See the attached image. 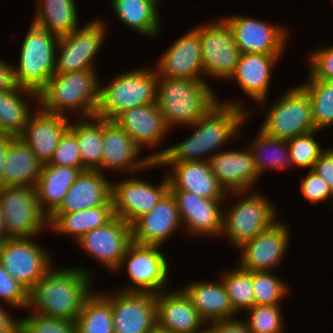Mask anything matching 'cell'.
Here are the masks:
<instances>
[{
  "mask_svg": "<svg viewBox=\"0 0 333 333\" xmlns=\"http://www.w3.org/2000/svg\"><path fill=\"white\" fill-rule=\"evenodd\" d=\"M104 83H100L97 118L114 120L125 110L156 103L157 73L154 65L120 72L107 84Z\"/></svg>",
  "mask_w": 333,
  "mask_h": 333,
  "instance_id": "6",
  "label": "cell"
},
{
  "mask_svg": "<svg viewBox=\"0 0 333 333\" xmlns=\"http://www.w3.org/2000/svg\"><path fill=\"white\" fill-rule=\"evenodd\" d=\"M14 138L12 135L0 134V187L3 186V172L8 146Z\"/></svg>",
  "mask_w": 333,
  "mask_h": 333,
  "instance_id": "54",
  "label": "cell"
},
{
  "mask_svg": "<svg viewBox=\"0 0 333 333\" xmlns=\"http://www.w3.org/2000/svg\"><path fill=\"white\" fill-rule=\"evenodd\" d=\"M14 66L16 85L39 92L55 74L59 37L30 23Z\"/></svg>",
  "mask_w": 333,
  "mask_h": 333,
  "instance_id": "8",
  "label": "cell"
},
{
  "mask_svg": "<svg viewBox=\"0 0 333 333\" xmlns=\"http://www.w3.org/2000/svg\"><path fill=\"white\" fill-rule=\"evenodd\" d=\"M16 333H23V332L20 329H18Z\"/></svg>",
  "mask_w": 333,
  "mask_h": 333,
  "instance_id": "59",
  "label": "cell"
},
{
  "mask_svg": "<svg viewBox=\"0 0 333 333\" xmlns=\"http://www.w3.org/2000/svg\"><path fill=\"white\" fill-rule=\"evenodd\" d=\"M152 333H173V332H171V331H167V330H164V329H162V328L156 326V327L154 328V330H153Z\"/></svg>",
  "mask_w": 333,
  "mask_h": 333,
  "instance_id": "56",
  "label": "cell"
},
{
  "mask_svg": "<svg viewBox=\"0 0 333 333\" xmlns=\"http://www.w3.org/2000/svg\"><path fill=\"white\" fill-rule=\"evenodd\" d=\"M225 16V17H224ZM222 16L233 30L235 43L241 53L283 55L291 29L280 23L248 15Z\"/></svg>",
  "mask_w": 333,
  "mask_h": 333,
  "instance_id": "15",
  "label": "cell"
},
{
  "mask_svg": "<svg viewBox=\"0 0 333 333\" xmlns=\"http://www.w3.org/2000/svg\"><path fill=\"white\" fill-rule=\"evenodd\" d=\"M231 98L223 99L224 102L218 98L219 102L206 115L186 126L193 132L181 142L169 145L157 163L209 162L217 152L237 141L257 108H249L244 98Z\"/></svg>",
  "mask_w": 333,
  "mask_h": 333,
  "instance_id": "1",
  "label": "cell"
},
{
  "mask_svg": "<svg viewBox=\"0 0 333 333\" xmlns=\"http://www.w3.org/2000/svg\"><path fill=\"white\" fill-rule=\"evenodd\" d=\"M102 143L101 172L104 174L108 171L116 176H136L137 172L159 167L114 120L102 119Z\"/></svg>",
  "mask_w": 333,
  "mask_h": 333,
  "instance_id": "14",
  "label": "cell"
},
{
  "mask_svg": "<svg viewBox=\"0 0 333 333\" xmlns=\"http://www.w3.org/2000/svg\"><path fill=\"white\" fill-rule=\"evenodd\" d=\"M27 301L28 291L0 264V303L26 312Z\"/></svg>",
  "mask_w": 333,
  "mask_h": 333,
  "instance_id": "47",
  "label": "cell"
},
{
  "mask_svg": "<svg viewBox=\"0 0 333 333\" xmlns=\"http://www.w3.org/2000/svg\"><path fill=\"white\" fill-rule=\"evenodd\" d=\"M327 184L333 192V146L326 149L319 155L313 169Z\"/></svg>",
  "mask_w": 333,
  "mask_h": 333,
  "instance_id": "50",
  "label": "cell"
},
{
  "mask_svg": "<svg viewBox=\"0 0 333 333\" xmlns=\"http://www.w3.org/2000/svg\"><path fill=\"white\" fill-rule=\"evenodd\" d=\"M0 208L8 238L40 237L49 231L48 217L40 209L35 187H0Z\"/></svg>",
  "mask_w": 333,
  "mask_h": 333,
  "instance_id": "11",
  "label": "cell"
},
{
  "mask_svg": "<svg viewBox=\"0 0 333 333\" xmlns=\"http://www.w3.org/2000/svg\"><path fill=\"white\" fill-rule=\"evenodd\" d=\"M212 333H251L242 317L218 320L207 325Z\"/></svg>",
  "mask_w": 333,
  "mask_h": 333,
  "instance_id": "51",
  "label": "cell"
},
{
  "mask_svg": "<svg viewBox=\"0 0 333 333\" xmlns=\"http://www.w3.org/2000/svg\"><path fill=\"white\" fill-rule=\"evenodd\" d=\"M219 279L214 281L193 280L181 287L207 325L214 321L237 317L226 288Z\"/></svg>",
  "mask_w": 333,
  "mask_h": 333,
  "instance_id": "30",
  "label": "cell"
},
{
  "mask_svg": "<svg viewBox=\"0 0 333 333\" xmlns=\"http://www.w3.org/2000/svg\"><path fill=\"white\" fill-rule=\"evenodd\" d=\"M197 333H212V331L208 326H206L202 331L197 332Z\"/></svg>",
  "mask_w": 333,
  "mask_h": 333,
  "instance_id": "57",
  "label": "cell"
},
{
  "mask_svg": "<svg viewBox=\"0 0 333 333\" xmlns=\"http://www.w3.org/2000/svg\"><path fill=\"white\" fill-rule=\"evenodd\" d=\"M14 63L0 57V91L13 90L17 87L14 78Z\"/></svg>",
  "mask_w": 333,
  "mask_h": 333,
  "instance_id": "52",
  "label": "cell"
},
{
  "mask_svg": "<svg viewBox=\"0 0 333 333\" xmlns=\"http://www.w3.org/2000/svg\"><path fill=\"white\" fill-rule=\"evenodd\" d=\"M98 74L97 69L54 74L38 92V106L69 118L94 117L102 82Z\"/></svg>",
  "mask_w": 333,
  "mask_h": 333,
  "instance_id": "3",
  "label": "cell"
},
{
  "mask_svg": "<svg viewBox=\"0 0 333 333\" xmlns=\"http://www.w3.org/2000/svg\"><path fill=\"white\" fill-rule=\"evenodd\" d=\"M162 249V246L158 245H143L132 242L119 267L114 272L115 274L124 271V268L127 271L126 284H122L120 288L118 286L117 289L155 295L170 289L168 284H170L172 268L167 255Z\"/></svg>",
  "mask_w": 333,
  "mask_h": 333,
  "instance_id": "9",
  "label": "cell"
},
{
  "mask_svg": "<svg viewBox=\"0 0 333 333\" xmlns=\"http://www.w3.org/2000/svg\"><path fill=\"white\" fill-rule=\"evenodd\" d=\"M113 15L128 30L157 39L162 33L160 5L155 0H110Z\"/></svg>",
  "mask_w": 333,
  "mask_h": 333,
  "instance_id": "32",
  "label": "cell"
},
{
  "mask_svg": "<svg viewBox=\"0 0 333 333\" xmlns=\"http://www.w3.org/2000/svg\"><path fill=\"white\" fill-rule=\"evenodd\" d=\"M155 1L161 6V3H162L161 0H155Z\"/></svg>",
  "mask_w": 333,
  "mask_h": 333,
  "instance_id": "58",
  "label": "cell"
},
{
  "mask_svg": "<svg viewBox=\"0 0 333 333\" xmlns=\"http://www.w3.org/2000/svg\"><path fill=\"white\" fill-rule=\"evenodd\" d=\"M281 56L241 53L235 72L227 82H235L241 93H245V97L254 101L255 105L265 99L268 100L273 78L271 75L278 67Z\"/></svg>",
  "mask_w": 333,
  "mask_h": 333,
  "instance_id": "26",
  "label": "cell"
},
{
  "mask_svg": "<svg viewBox=\"0 0 333 333\" xmlns=\"http://www.w3.org/2000/svg\"><path fill=\"white\" fill-rule=\"evenodd\" d=\"M213 175L228 192L258 189L261 176L249 147L221 150L209 159ZM255 187V188H254Z\"/></svg>",
  "mask_w": 333,
  "mask_h": 333,
  "instance_id": "23",
  "label": "cell"
},
{
  "mask_svg": "<svg viewBox=\"0 0 333 333\" xmlns=\"http://www.w3.org/2000/svg\"><path fill=\"white\" fill-rule=\"evenodd\" d=\"M274 272L276 271H253L255 305H281L292 292L289 282Z\"/></svg>",
  "mask_w": 333,
  "mask_h": 333,
  "instance_id": "42",
  "label": "cell"
},
{
  "mask_svg": "<svg viewBox=\"0 0 333 333\" xmlns=\"http://www.w3.org/2000/svg\"><path fill=\"white\" fill-rule=\"evenodd\" d=\"M321 46V47H320ZM318 45L307 54V72L314 78L333 82V46Z\"/></svg>",
  "mask_w": 333,
  "mask_h": 333,
  "instance_id": "48",
  "label": "cell"
},
{
  "mask_svg": "<svg viewBox=\"0 0 333 333\" xmlns=\"http://www.w3.org/2000/svg\"><path fill=\"white\" fill-rule=\"evenodd\" d=\"M19 329L23 333H77L76 321L50 318L35 313L19 317Z\"/></svg>",
  "mask_w": 333,
  "mask_h": 333,
  "instance_id": "45",
  "label": "cell"
},
{
  "mask_svg": "<svg viewBox=\"0 0 333 333\" xmlns=\"http://www.w3.org/2000/svg\"><path fill=\"white\" fill-rule=\"evenodd\" d=\"M114 122L142 150L152 151V154H148L152 161L158 162L165 154L167 147L163 148L160 145L164 144L166 138L169 137L168 134L172 131L167 127L156 103L125 110L114 119ZM154 150L155 152H153Z\"/></svg>",
  "mask_w": 333,
  "mask_h": 333,
  "instance_id": "20",
  "label": "cell"
},
{
  "mask_svg": "<svg viewBox=\"0 0 333 333\" xmlns=\"http://www.w3.org/2000/svg\"><path fill=\"white\" fill-rule=\"evenodd\" d=\"M165 49L155 62L157 76L205 80L200 34L193 27Z\"/></svg>",
  "mask_w": 333,
  "mask_h": 333,
  "instance_id": "22",
  "label": "cell"
},
{
  "mask_svg": "<svg viewBox=\"0 0 333 333\" xmlns=\"http://www.w3.org/2000/svg\"><path fill=\"white\" fill-rule=\"evenodd\" d=\"M111 180L100 171H82L54 213H71L105 205L111 200Z\"/></svg>",
  "mask_w": 333,
  "mask_h": 333,
  "instance_id": "29",
  "label": "cell"
},
{
  "mask_svg": "<svg viewBox=\"0 0 333 333\" xmlns=\"http://www.w3.org/2000/svg\"><path fill=\"white\" fill-rule=\"evenodd\" d=\"M98 17L89 19L90 22L86 21V24L68 35L59 37L55 74L97 69L95 57L100 53L109 31V22L104 17Z\"/></svg>",
  "mask_w": 333,
  "mask_h": 333,
  "instance_id": "10",
  "label": "cell"
},
{
  "mask_svg": "<svg viewBox=\"0 0 333 333\" xmlns=\"http://www.w3.org/2000/svg\"><path fill=\"white\" fill-rule=\"evenodd\" d=\"M70 123L69 117L44 111L38 106L18 137L42 164H47Z\"/></svg>",
  "mask_w": 333,
  "mask_h": 333,
  "instance_id": "25",
  "label": "cell"
},
{
  "mask_svg": "<svg viewBox=\"0 0 333 333\" xmlns=\"http://www.w3.org/2000/svg\"><path fill=\"white\" fill-rule=\"evenodd\" d=\"M31 23L57 37L65 36L81 27L76 0H36Z\"/></svg>",
  "mask_w": 333,
  "mask_h": 333,
  "instance_id": "36",
  "label": "cell"
},
{
  "mask_svg": "<svg viewBox=\"0 0 333 333\" xmlns=\"http://www.w3.org/2000/svg\"><path fill=\"white\" fill-rule=\"evenodd\" d=\"M130 177V178H129ZM158 183H151L142 177L128 175L113 182L112 194L114 216H118L128 225L150 212L169 191V180L166 174Z\"/></svg>",
  "mask_w": 333,
  "mask_h": 333,
  "instance_id": "16",
  "label": "cell"
},
{
  "mask_svg": "<svg viewBox=\"0 0 333 333\" xmlns=\"http://www.w3.org/2000/svg\"><path fill=\"white\" fill-rule=\"evenodd\" d=\"M37 107L38 93L35 91L19 86L0 91V134L18 137Z\"/></svg>",
  "mask_w": 333,
  "mask_h": 333,
  "instance_id": "34",
  "label": "cell"
},
{
  "mask_svg": "<svg viewBox=\"0 0 333 333\" xmlns=\"http://www.w3.org/2000/svg\"><path fill=\"white\" fill-rule=\"evenodd\" d=\"M170 192L177 203L183 227L181 234L188 237L221 238L225 200H210L186 191Z\"/></svg>",
  "mask_w": 333,
  "mask_h": 333,
  "instance_id": "21",
  "label": "cell"
},
{
  "mask_svg": "<svg viewBox=\"0 0 333 333\" xmlns=\"http://www.w3.org/2000/svg\"><path fill=\"white\" fill-rule=\"evenodd\" d=\"M37 238H9L0 245V264L27 291L45 275L55 261L50 250L40 244Z\"/></svg>",
  "mask_w": 333,
  "mask_h": 333,
  "instance_id": "13",
  "label": "cell"
},
{
  "mask_svg": "<svg viewBox=\"0 0 333 333\" xmlns=\"http://www.w3.org/2000/svg\"><path fill=\"white\" fill-rule=\"evenodd\" d=\"M8 239L9 238L5 231L4 220H3V216H2V212H1V208H0V245Z\"/></svg>",
  "mask_w": 333,
  "mask_h": 333,
  "instance_id": "55",
  "label": "cell"
},
{
  "mask_svg": "<svg viewBox=\"0 0 333 333\" xmlns=\"http://www.w3.org/2000/svg\"><path fill=\"white\" fill-rule=\"evenodd\" d=\"M69 130L76 136L83 170L100 171L103 154L102 119L72 118Z\"/></svg>",
  "mask_w": 333,
  "mask_h": 333,
  "instance_id": "37",
  "label": "cell"
},
{
  "mask_svg": "<svg viewBox=\"0 0 333 333\" xmlns=\"http://www.w3.org/2000/svg\"><path fill=\"white\" fill-rule=\"evenodd\" d=\"M303 175L299 186L304 200L314 206L328 203L333 209V192L326 182L312 169Z\"/></svg>",
  "mask_w": 333,
  "mask_h": 333,
  "instance_id": "46",
  "label": "cell"
},
{
  "mask_svg": "<svg viewBox=\"0 0 333 333\" xmlns=\"http://www.w3.org/2000/svg\"><path fill=\"white\" fill-rule=\"evenodd\" d=\"M321 133L319 130H314L305 135L296 136L287 140L289 149L290 166L295 168L311 170L319 155L326 149L321 147L322 143L315 137Z\"/></svg>",
  "mask_w": 333,
  "mask_h": 333,
  "instance_id": "43",
  "label": "cell"
},
{
  "mask_svg": "<svg viewBox=\"0 0 333 333\" xmlns=\"http://www.w3.org/2000/svg\"><path fill=\"white\" fill-rule=\"evenodd\" d=\"M287 222L277 220L252 240L242 245L236 264L247 271H278L284 262L291 243Z\"/></svg>",
  "mask_w": 333,
  "mask_h": 333,
  "instance_id": "17",
  "label": "cell"
},
{
  "mask_svg": "<svg viewBox=\"0 0 333 333\" xmlns=\"http://www.w3.org/2000/svg\"><path fill=\"white\" fill-rule=\"evenodd\" d=\"M82 171L83 168L42 165L35 191L40 209L48 218L60 207L70 186Z\"/></svg>",
  "mask_w": 333,
  "mask_h": 333,
  "instance_id": "31",
  "label": "cell"
},
{
  "mask_svg": "<svg viewBox=\"0 0 333 333\" xmlns=\"http://www.w3.org/2000/svg\"><path fill=\"white\" fill-rule=\"evenodd\" d=\"M75 321L77 333H114L111 300L94 288Z\"/></svg>",
  "mask_w": 333,
  "mask_h": 333,
  "instance_id": "39",
  "label": "cell"
},
{
  "mask_svg": "<svg viewBox=\"0 0 333 333\" xmlns=\"http://www.w3.org/2000/svg\"><path fill=\"white\" fill-rule=\"evenodd\" d=\"M183 230L177 203L168 191L148 213L131 224L132 242L143 245L162 246L175 234Z\"/></svg>",
  "mask_w": 333,
  "mask_h": 333,
  "instance_id": "24",
  "label": "cell"
},
{
  "mask_svg": "<svg viewBox=\"0 0 333 333\" xmlns=\"http://www.w3.org/2000/svg\"><path fill=\"white\" fill-rule=\"evenodd\" d=\"M248 142L260 176L268 170L283 171L290 167L287 140L273 138L260 129Z\"/></svg>",
  "mask_w": 333,
  "mask_h": 333,
  "instance_id": "38",
  "label": "cell"
},
{
  "mask_svg": "<svg viewBox=\"0 0 333 333\" xmlns=\"http://www.w3.org/2000/svg\"><path fill=\"white\" fill-rule=\"evenodd\" d=\"M5 159L3 186L35 187L43 164L19 137L10 142Z\"/></svg>",
  "mask_w": 333,
  "mask_h": 333,
  "instance_id": "35",
  "label": "cell"
},
{
  "mask_svg": "<svg viewBox=\"0 0 333 333\" xmlns=\"http://www.w3.org/2000/svg\"><path fill=\"white\" fill-rule=\"evenodd\" d=\"M268 102L265 99L255 106L258 107L257 112L266 110L267 114L258 128L266 135L290 140L315 130L311 99L299 84L282 90L273 102Z\"/></svg>",
  "mask_w": 333,
  "mask_h": 333,
  "instance_id": "7",
  "label": "cell"
},
{
  "mask_svg": "<svg viewBox=\"0 0 333 333\" xmlns=\"http://www.w3.org/2000/svg\"><path fill=\"white\" fill-rule=\"evenodd\" d=\"M207 81L157 76L156 104L171 131L195 123L219 102Z\"/></svg>",
  "mask_w": 333,
  "mask_h": 333,
  "instance_id": "4",
  "label": "cell"
},
{
  "mask_svg": "<svg viewBox=\"0 0 333 333\" xmlns=\"http://www.w3.org/2000/svg\"><path fill=\"white\" fill-rule=\"evenodd\" d=\"M158 164L166 169L169 191H186L210 200L226 199L227 192L213 175L209 162Z\"/></svg>",
  "mask_w": 333,
  "mask_h": 333,
  "instance_id": "27",
  "label": "cell"
},
{
  "mask_svg": "<svg viewBox=\"0 0 333 333\" xmlns=\"http://www.w3.org/2000/svg\"><path fill=\"white\" fill-rule=\"evenodd\" d=\"M283 305H254L246 311L244 321L251 333H286ZM248 316V317H247ZM285 323V324H284Z\"/></svg>",
  "mask_w": 333,
  "mask_h": 333,
  "instance_id": "44",
  "label": "cell"
},
{
  "mask_svg": "<svg viewBox=\"0 0 333 333\" xmlns=\"http://www.w3.org/2000/svg\"><path fill=\"white\" fill-rule=\"evenodd\" d=\"M264 194L260 189L227 193L223 206L225 209L221 237L226 239L233 249H239L278 220L279 211Z\"/></svg>",
  "mask_w": 333,
  "mask_h": 333,
  "instance_id": "5",
  "label": "cell"
},
{
  "mask_svg": "<svg viewBox=\"0 0 333 333\" xmlns=\"http://www.w3.org/2000/svg\"><path fill=\"white\" fill-rule=\"evenodd\" d=\"M219 274L233 310L237 316L244 314L255 305L253 292V271L240 268L237 264L232 269L226 268ZM240 313V314H239ZM239 314V315H238Z\"/></svg>",
  "mask_w": 333,
  "mask_h": 333,
  "instance_id": "41",
  "label": "cell"
},
{
  "mask_svg": "<svg viewBox=\"0 0 333 333\" xmlns=\"http://www.w3.org/2000/svg\"><path fill=\"white\" fill-rule=\"evenodd\" d=\"M157 326L173 333H197L207 324L179 287L156 295Z\"/></svg>",
  "mask_w": 333,
  "mask_h": 333,
  "instance_id": "28",
  "label": "cell"
},
{
  "mask_svg": "<svg viewBox=\"0 0 333 333\" xmlns=\"http://www.w3.org/2000/svg\"><path fill=\"white\" fill-rule=\"evenodd\" d=\"M90 270V267L78 265L70 267L68 264L61 268L53 265L28 291L27 311L75 321L85 298L94 288L96 274Z\"/></svg>",
  "mask_w": 333,
  "mask_h": 333,
  "instance_id": "2",
  "label": "cell"
},
{
  "mask_svg": "<svg viewBox=\"0 0 333 333\" xmlns=\"http://www.w3.org/2000/svg\"><path fill=\"white\" fill-rule=\"evenodd\" d=\"M193 28L200 34L205 80L228 81L241 55L230 25L220 15L218 19L199 23Z\"/></svg>",
  "mask_w": 333,
  "mask_h": 333,
  "instance_id": "12",
  "label": "cell"
},
{
  "mask_svg": "<svg viewBox=\"0 0 333 333\" xmlns=\"http://www.w3.org/2000/svg\"><path fill=\"white\" fill-rule=\"evenodd\" d=\"M5 306V304L0 303V333H16L19 329V318L16 319L14 314Z\"/></svg>",
  "mask_w": 333,
  "mask_h": 333,
  "instance_id": "53",
  "label": "cell"
},
{
  "mask_svg": "<svg viewBox=\"0 0 333 333\" xmlns=\"http://www.w3.org/2000/svg\"><path fill=\"white\" fill-rule=\"evenodd\" d=\"M308 74V75H307ZM299 84L311 99L312 116L315 130L325 131L333 126V82L314 79L307 73Z\"/></svg>",
  "mask_w": 333,
  "mask_h": 333,
  "instance_id": "40",
  "label": "cell"
},
{
  "mask_svg": "<svg viewBox=\"0 0 333 333\" xmlns=\"http://www.w3.org/2000/svg\"><path fill=\"white\" fill-rule=\"evenodd\" d=\"M75 243L87 257L114 273L132 243L131 225L114 216L105 225L85 233Z\"/></svg>",
  "mask_w": 333,
  "mask_h": 333,
  "instance_id": "19",
  "label": "cell"
},
{
  "mask_svg": "<svg viewBox=\"0 0 333 333\" xmlns=\"http://www.w3.org/2000/svg\"><path fill=\"white\" fill-rule=\"evenodd\" d=\"M56 166L83 168L76 136L68 129L56 147L49 163Z\"/></svg>",
  "mask_w": 333,
  "mask_h": 333,
  "instance_id": "49",
  "label": "cell"
},
{
  "mask_svg": "<svg viewBox=\"0 0 333 333\" xmlns=\"http://www.w3.org/2000/svg\"><path fill=\"white\" fill-rule=\"evenodd\" d=\"M114 217L112 199L105 205L71 213H53L48 218L49 230L55 235L70 236L73 243L85 233L105 225ZM75 240V241H74Z\"/></svg>",
  "mask_w": 333,
  "mask_h": 333,
  "instance_id": "33",
  "label": "cell"
},
{
  "mask_svg": "<svg viewBox=\"0 0 333 333\" xmlns=\"http://www.w3.org/2000/svg\"><path fill=\"white\" fill-rule=\"evenodd\" d=\"M111 300L114 333H152L157 326L156 295L102 289Z\"/></svg>",
  "mask_w": 333,
  "mask_h": 333,
  "instance_id": "18",
  "label": "cell"
}]
</instances>
